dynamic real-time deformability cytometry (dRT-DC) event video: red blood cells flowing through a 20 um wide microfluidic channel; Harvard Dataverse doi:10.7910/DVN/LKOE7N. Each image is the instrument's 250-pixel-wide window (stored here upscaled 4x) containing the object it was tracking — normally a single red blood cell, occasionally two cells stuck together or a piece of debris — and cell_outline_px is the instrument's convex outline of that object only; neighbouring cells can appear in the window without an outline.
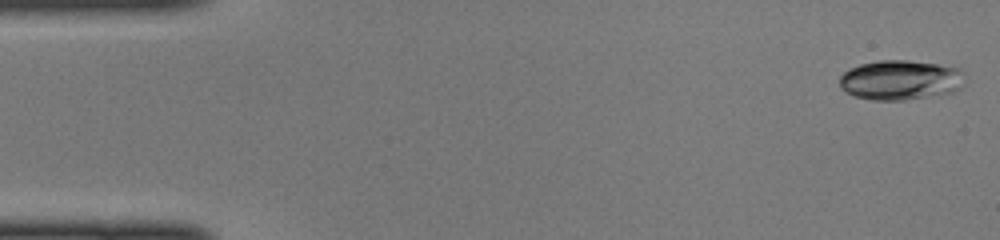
{"species": "common noctule bat (a hibernating species)", "species_latin": "Nyctalus noctula", "temperature_condition": "cold", "stored_images_in_passage": 47, "camera_frame_rate_fps": 3000, "um_per_image_px": 0.085, "animal": {"sex": "female", "body_mass_g": 22.0, "forearm_length_mm": 56.7}, "frame": {"image": 1, "passage_image": 1, "time_ms": 0.0, "image_size_px": [1000, 240], "cell_outline_px": [[964, 84], [960, 88], [952, 92], [904, 100], [872, 100], [856, 96], [844, 92], [840, 88], [840, 76], [844, 72], [860, 64], [880, 60], [908, 60], [936, 64], [956, 68]], "centroid_in_image_um": [76.46, 6.81], "position_along_channel_um": 8.5, "area_um2": 28.61}}
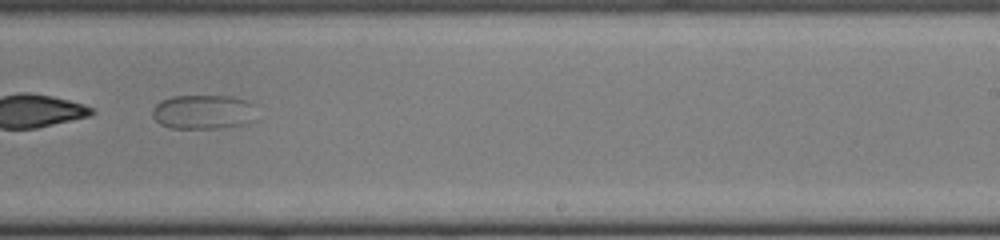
{"frame": {"image": 2, "passage_image": 29, "time_ms": 9.333, "image_size_px": [1000, 240], "cell_outline_px": [[252, 120], [240, 124], [220, 128], [172, 128], [160, 124], [152, 116], [152, 108], [160, 100], [172, 96], [236, 96], [248, 100], [252, 104]], "centroid_in_image_um": [17.2, 9.49], "position_along_channel_um": 271.8, "area_um2": 20.69}}